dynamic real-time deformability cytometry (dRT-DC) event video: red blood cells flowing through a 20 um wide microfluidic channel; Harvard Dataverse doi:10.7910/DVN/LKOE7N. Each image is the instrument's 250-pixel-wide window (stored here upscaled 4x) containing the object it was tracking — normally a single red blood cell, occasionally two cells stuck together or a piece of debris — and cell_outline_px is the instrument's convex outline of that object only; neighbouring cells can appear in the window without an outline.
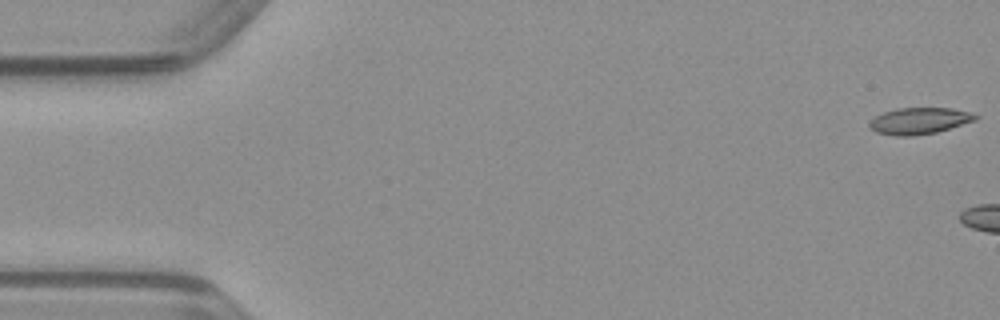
{"species": "common noctule bat (a hibernating species)", "species_latin": "Nyctalus noctula", "temperature_condition": "warm", "stored_images_in_passage": 4, "camera_frame_rate_fps": 3000, "um_per_image_px": 0.085, "animal": {"sex": "male", "body_mass_g": 23.1, "forearm_length_mm": 52.7}, "frame": {"image": 1, "passage_image": 1, "time_ms": 0.0, "image_size_px": [1000, 320], "cell_outline_px": [[980, 116], [976, 120], [936, 132], [912, 136], [896, 136], [876, 132], [868, 128], [868, 124], [876, 116], [884, 112], [896, 108], [952, 108], [972, 112]], "centroid_in_image_um": [78.15, 10.27], "position_along_channel_um": 6.9, "area_um2": 16.42}}